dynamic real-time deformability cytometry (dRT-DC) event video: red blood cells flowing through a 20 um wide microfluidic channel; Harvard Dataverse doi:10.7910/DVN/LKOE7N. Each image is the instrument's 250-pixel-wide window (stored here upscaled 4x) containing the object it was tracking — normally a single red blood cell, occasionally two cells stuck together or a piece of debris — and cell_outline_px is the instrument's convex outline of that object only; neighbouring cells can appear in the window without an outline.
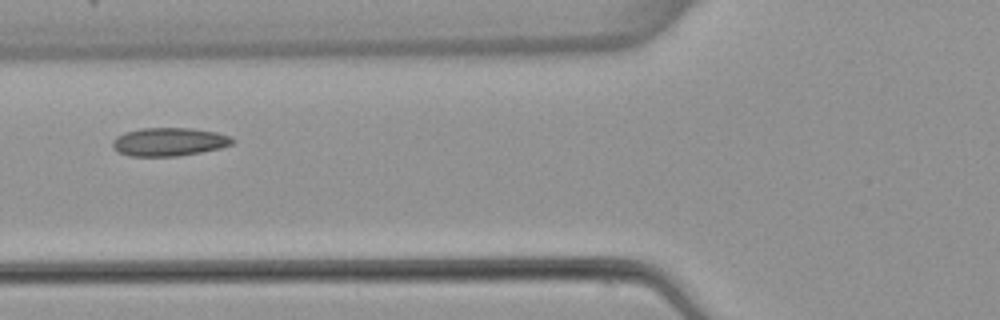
{"species": "common noctule bat (a hibernating species)", "species_latin": "Nyctalus noctula", "temperature_condition": "warm", "stored_images_in_passage": 5, "camera_frame_rate_fps": 3000, "um_per_image_px": 0.085, "animal": {"sex": "female", "body_mass_g": 22.7, "forearm_length_mm": 54.2}, "frame": {"image": 1, "passage_image": 5, "time_ms": 5.333, "image_size_px": [1000, 320], "cell_outline_px": [[236, 140], [232, 144], [220, 148], [180, 156], [132, 156], [120, 152], [112, 148], [112, 140], [116, 136], [124, 132], [140, 128], [192, 128], [216, 132], [232, 136]], "centroid_in_image_um": [14.38, 12.05], "position_along_channel_um": 111.4, "area_um2": 19.94}}